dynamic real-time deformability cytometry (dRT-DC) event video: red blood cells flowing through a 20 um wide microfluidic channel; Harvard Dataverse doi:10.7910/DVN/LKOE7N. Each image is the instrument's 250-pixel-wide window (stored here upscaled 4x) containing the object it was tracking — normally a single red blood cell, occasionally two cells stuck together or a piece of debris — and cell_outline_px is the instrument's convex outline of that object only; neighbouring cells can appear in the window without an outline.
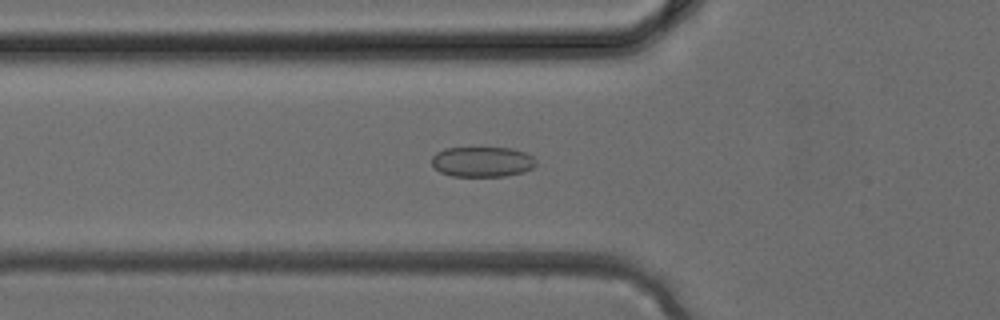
{"species": "common noctule bat (a hibernating species)", "species_latin": "Nyctalus noctula", "temperature_condition": "cold", "stored_images_in_passage": 29, "camera_frame_rate_fps": 3000, "um_per_image_px": 0.085, "animal": {"sex": "female", "body_mass_g": 24.6, "forearm_length_mm": 56.2}, "frame": {"image": 1, "passage_image": 5, "time_ms": 1.333, "image_size_px": [1000, 320], "cell_outline_px": [[536, 164], [532, 168], [524, 172], [504, 176], [452, 176], [440, 172], [432, 164], [432, 156], [436, 152], [444, 148], [512, 148], [524, 152], [532, 156], [536, 160]], "centroid_in_image_um": [40.99, 13.75], "position_along_channel_um": 84.8, "area_um2": 18.38}}
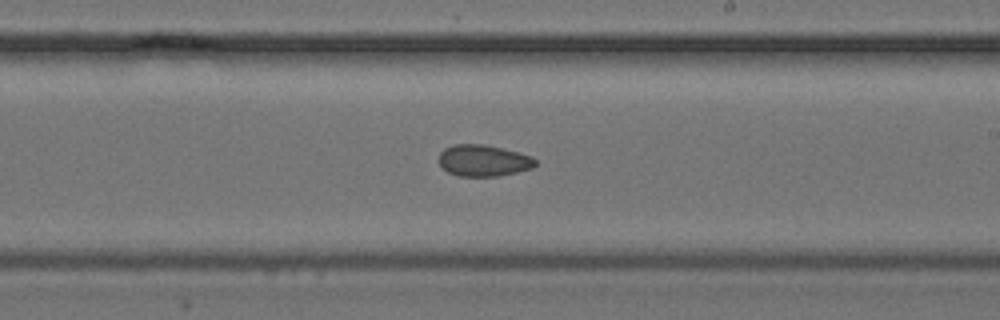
{"frame": {"image": 2, "passage_image": 14, "time_ms": 4.333, "image_size_px": [1000, 320], "cell_outline_px": [[536, 164], [532, 168], [516, 172], [496, 176], [460, 176], [448, 172], [440, 164], [440, 152], [444, 148], [456, 144], [484, 144], [532, 156], [536, 160]], "centroid_in_image_um": [41.09, 13.64], "position_along_channel_um": 247.9, "area_um2": 17.46}}
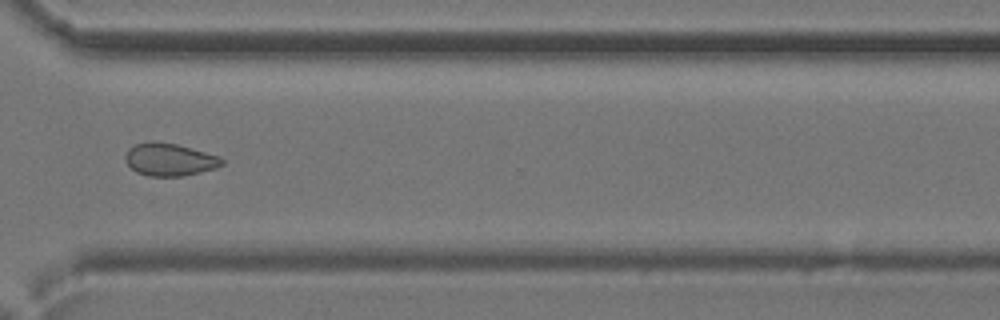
{"frame": {"image": 3, "passage_image": 20, "time_ms": 6.333, "image_size_px": [1000, 320], "cell_outline_px": [[224, 164], [216, 168], [184, 176], [148, 176], [136, 172], [124, 160], [124, 156], [128, 148], [136, 144], [152, 140], [176, 144], [220, 156], [224, 160]], "centroid_in_image_um": [14.4, 13.56], "position_along_channel_um": 356.2, "area_um2": 18.5}}